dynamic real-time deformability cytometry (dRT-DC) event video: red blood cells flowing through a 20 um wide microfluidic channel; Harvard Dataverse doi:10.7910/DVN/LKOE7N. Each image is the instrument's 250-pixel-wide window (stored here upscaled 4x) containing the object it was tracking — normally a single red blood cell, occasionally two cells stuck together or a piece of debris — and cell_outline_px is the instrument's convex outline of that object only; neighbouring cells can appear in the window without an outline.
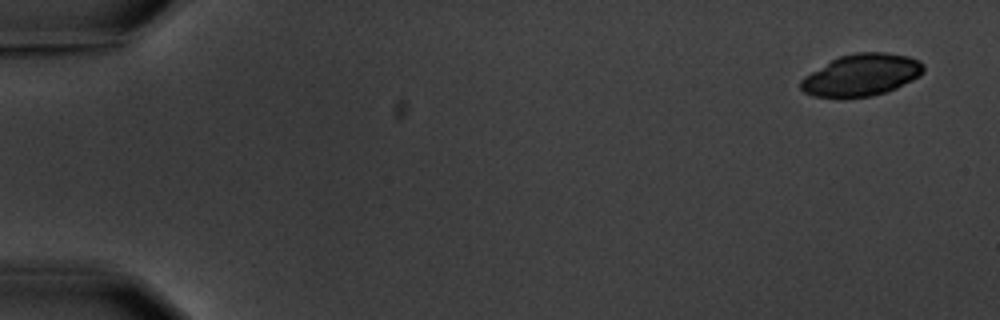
{"species": "common noctule bat (a hibernating species)", "species_latin": "Nyctalus noctula", "temperature_condition": "warm", "stored_images_in_passage": 4, "camera_frame_rate_fps": 3000, "um_per_image_px": 0.085, "animal": {"sex": "male", "body_mass_g": 20.1, "forearm_length_mm": 53.5}, "frame": {"image": 1, "passage_image": 1, "time_ms": 0.0, "image_size_px": [1000, 320], "cell_outline_px": [[924, 72], [920, 76], [896, 88], [872, 96], [840, 100], [812, 96], [804, 92], [800, 88], [800, 80], [804, 76], [832, 60], [840, 56], [856, 52], [884, 52], [908, 56], [920, 60], [924, 64]], "centroid_in_image_um": [73.21, 6.41], "position_along_channel_um": 11.8, "area_um2": 30.52}}